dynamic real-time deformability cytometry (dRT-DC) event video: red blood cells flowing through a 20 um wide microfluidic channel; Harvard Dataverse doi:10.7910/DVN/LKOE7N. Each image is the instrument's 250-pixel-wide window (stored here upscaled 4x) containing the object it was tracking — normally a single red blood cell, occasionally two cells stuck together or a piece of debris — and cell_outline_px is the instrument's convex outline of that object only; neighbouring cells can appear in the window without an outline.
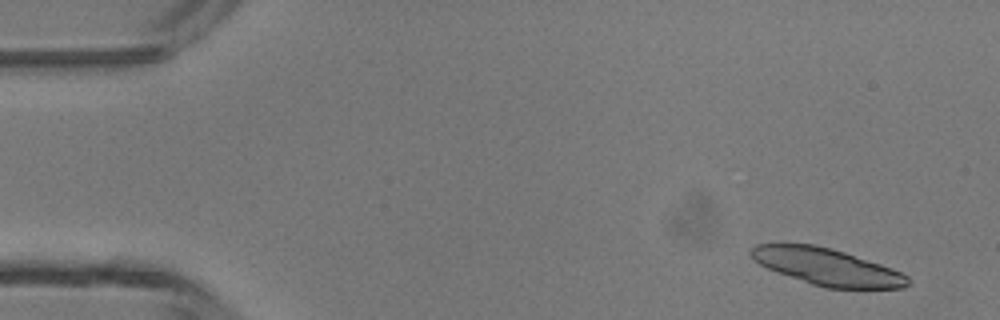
{"species": "common noctule bat (a hibernating species)", "species_latin": "Nyctalus noctula", "temperature_condition": "room temperature", "stored_images_in_passage": 47, "camera_frame_rate_fps": 3000, "um_per_image_px": 0.085, "animal": {"sex": "male", "body_mass_g": 13.3}, "frame": {"image": 1, "passage_image": 3, "time_ms": 0.667, "image_size_px": [1000, 320], "cell_outline_px": [[912, 284], [904, 288], [824, 288], [776, 272], [760, 264], [752, 256], [752, 248], [756, 244], [812, 244], [832, 248], [892, 268], [908, 276], [912, 280]], "centroid_in_image_um": [70.36, 22.69], "position_along_channel_um": 14.6, "area_um2": 33.41}}
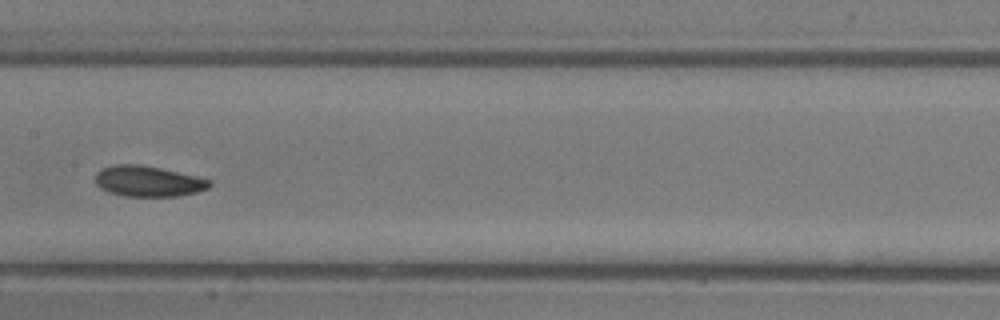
{"frame": {"image": 2, "passage_image": 24, "time_ms": 7.667, "image_size_px": [1000, 320], "cell_outline_px": [[212, 184], [208, 188], [196, 192], [176, 196], [124, 196], [108, 192], [100, 188], [96, 184], [96, 172], [100, 168], [116, 164], [136, 164], [160, 168], [196, 176], [212, 180]], "centroid_in_image_um": [12.57, 15.4], "position_along_channel_um": 194.8, "area_um2": 20.4}}
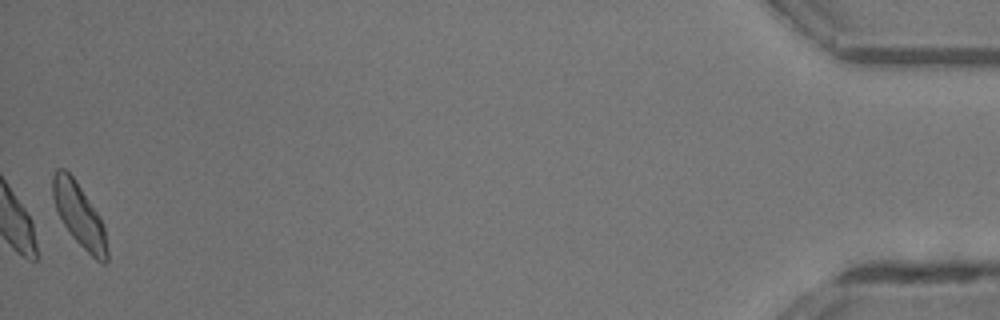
{"frame": {"image": 3, "passage_image": 47, "time_ms": 15.333, "image_size_px": [1000, 320], "cell_outline_px": [[108, 260], [104, 264], [100, 264], [72, 236], [64, 224], [56, 208], [52, 196], [52, 176], [56, 168], [64, 168], [72, 176], [100, 216], [104, 228], [108, 252]], "centroid_in_image_um": [6.74, 18.29], "position_along_channel_um": 428.5, "area_um2": 19.77}, "authors_computed_cell_mechanics": {"area_um2": 20.1722, "velocity_mm_per_s": 4.3491, "shape_relaxation_time_tau1_ms": 2.6081, "shape_relaxation_time_tau2_ms": 4.3276, "deformation_change_tau1": 0.0894, "deformation_change_tau2": 0.0983}}